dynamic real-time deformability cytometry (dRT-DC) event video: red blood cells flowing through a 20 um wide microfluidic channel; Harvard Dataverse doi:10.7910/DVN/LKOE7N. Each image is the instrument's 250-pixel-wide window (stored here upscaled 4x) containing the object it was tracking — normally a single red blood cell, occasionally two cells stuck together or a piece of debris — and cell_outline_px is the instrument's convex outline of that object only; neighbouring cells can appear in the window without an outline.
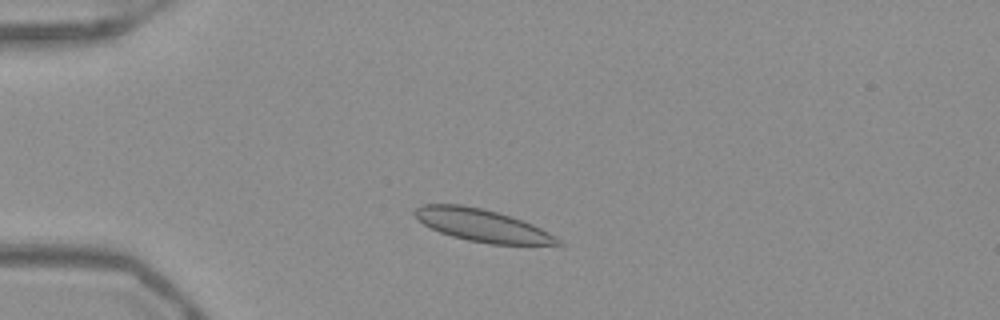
{"species": "Egyptian fruit bat (a non-hibernating species)", "species_latin": "Rousettus aegyptiacus", "temperature_condition": "warm", "stored_images_in_passage": 42, "camera_frame_rate_fps": 3000, "um_per_image_px": 0.085, "frame": {"image": 1, "passage_image": 3, "time_ms": 0.667, "image_size_px": [1000, 320], "cell_outline_px": [[564, 244], [488, 244], [468, 240], [452, 236], [440, 232], [424, 224], [412, 212], [416, 208], [424, 204], [460, 204], [480, 208], [496, 212], [532, 224], [556, 236]], "centroid_in_image_um": [40.96, 19.15], "position_along_channel_um": 44.0, "area_um2": 26.47}}
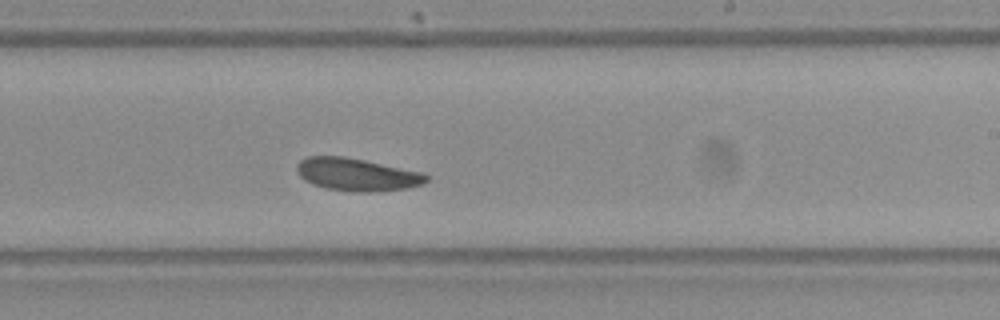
{"frame": {"image": 2, "passage_image": 22, "time_ms": 7.0, "image_size_px": [1000, 320], "cell_outline_px": [[428, 180], [424, 184], [408, 188], [368, 192], [356, 192], [324, 188], [312, 184], [300, 176], [296, 172], [296, 164], [300, 160], [308, 156], [344, 156], [424, 172], [428, 176]], "centroid_in_image_um": [30.34, 14.83], "position_along_channel_um": 258.7, "area_um2": 24.8}}
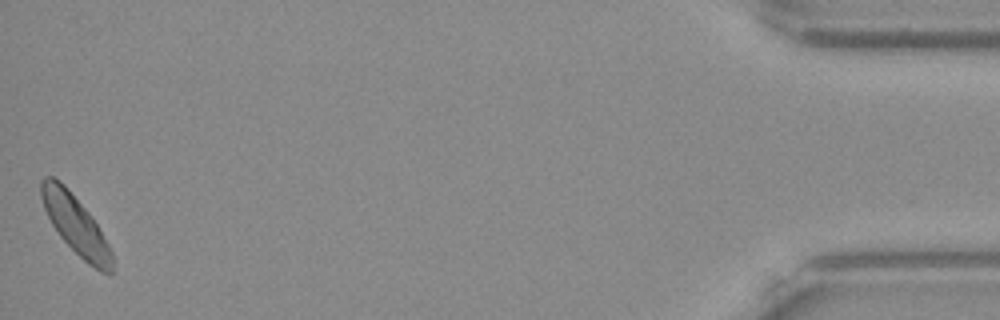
{"frame": {"image": 3, "passage_image": 42, "time_ms": 13.667, "image_size_px": [1000, 320], "cell_outline_px": [[112, 272], [108, 276], [100, 272], [88, 264], [60, 236], [52, 224], [44, 208], [40, 196], [40, 180], [44, 176], [52, 176], [60, 180], [64, 184], [88, 212], [96, 224], [108, 244], [112, 252]], "centroid_in_image_um": [6.41, 19.09], "position_along_channel_um": 428.8, "area_um2": 23.93}, "authors_computed_cell_mechanics": {"area_um2": 24.5361, "velocity_mm_per_s": 3.8566, "shape_relaxation_time_tau1_ms": 7.5462, "shape_relaxation_time_tau2_ms": null, "deformation_change_tau1": 0.0835, "deformation_change_tau2": null}}